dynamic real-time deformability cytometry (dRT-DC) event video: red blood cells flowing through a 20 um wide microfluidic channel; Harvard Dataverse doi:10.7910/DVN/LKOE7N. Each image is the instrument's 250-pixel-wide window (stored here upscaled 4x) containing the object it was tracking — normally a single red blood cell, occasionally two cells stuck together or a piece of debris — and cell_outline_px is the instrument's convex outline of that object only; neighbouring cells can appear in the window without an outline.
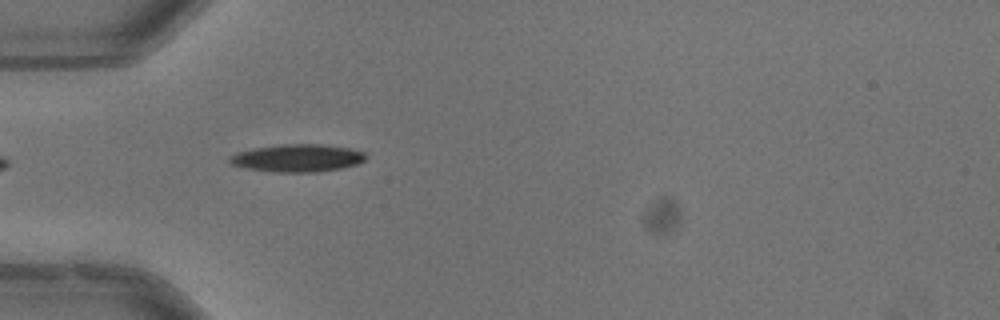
{"species": "common noctule bat (a hibernating species)", "species_latin": "Nyctalus noctula", "temperature_condition": "warm", "stored_images_in_passage": 37, "camera_frame_rate_fps": 3000, "um_per_image_px": 0.085, "animal": {"sex": "male", "body_mass_g": 13.3}, "frame": {"image": 1, "passage_image": 1, "time_ms": 0.0, "image_size_px": [1000, 320], "cell_outline_px": [[368, 156], [364, 160], [356, 164], [340, 168], [316, 172], [276, 172], [248, 168], [232, 164], [228, 160], [228, 156], [236, 152], [256, 148], [280, 144], [320, 144], [348, 148], [364, 152]], "centroid_in_image_um": [25.27, 13.43], "position_along_channel_um": 59.7, "area_um2": 21.73}, "authors_computed_cell_mechanics": {"area_um2": 20.7502, "velocity_mm_per_s": 4.003, "shape_relaxation_time_tau1_ms": 3.2328, "shape_relaxation_time_tau2_ms": null, "deformation_change_tau1": 0.151, "deformation_change_tau2": null}}